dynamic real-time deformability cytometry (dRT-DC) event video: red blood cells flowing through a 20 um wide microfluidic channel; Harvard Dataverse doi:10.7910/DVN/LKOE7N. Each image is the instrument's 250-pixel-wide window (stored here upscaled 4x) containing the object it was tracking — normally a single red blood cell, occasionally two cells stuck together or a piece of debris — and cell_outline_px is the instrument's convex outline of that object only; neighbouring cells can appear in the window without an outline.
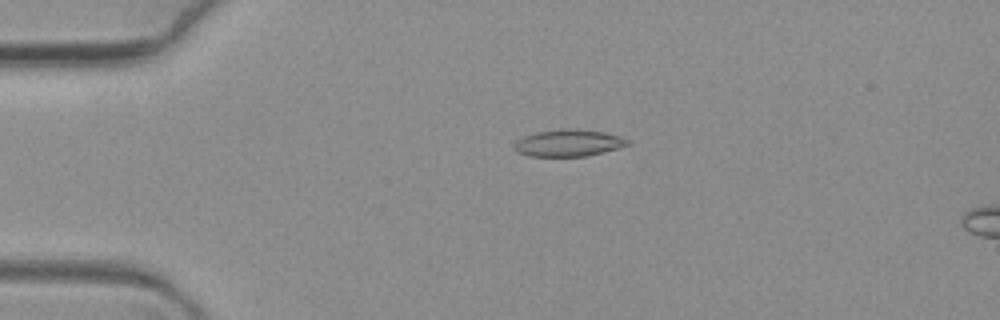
{"species": "common noctule bat (a hibernating species)", "species_latin": "Nyctalus noctula", "temperature_condition": "warm", "stored_images_in_passage": 3, "camera_frame_rate_fps": 3000, "um_per_image_px": 0.085, "animal": {"sex": "female", "body_mass_g": 19.3, "forearm_length_mm": 54.1}, "frame": {"image": 1, "passage_image": 2, "time_ms": 0.333, "image_size_px": [1000, 320], "cell_outline_px": [[628, 144], [620, 148], [588, 156], [528, 156], [516, 152], [512, 148], [516, 140], [524, 136], [536, 132], [560, 128], [576, 128], [604, 132], [620, 136], [628, 140]], "centroid_in_image_um": [48.28, 12.15], "position_along_channel_um": 36.7, "area_um2": 18.03}}